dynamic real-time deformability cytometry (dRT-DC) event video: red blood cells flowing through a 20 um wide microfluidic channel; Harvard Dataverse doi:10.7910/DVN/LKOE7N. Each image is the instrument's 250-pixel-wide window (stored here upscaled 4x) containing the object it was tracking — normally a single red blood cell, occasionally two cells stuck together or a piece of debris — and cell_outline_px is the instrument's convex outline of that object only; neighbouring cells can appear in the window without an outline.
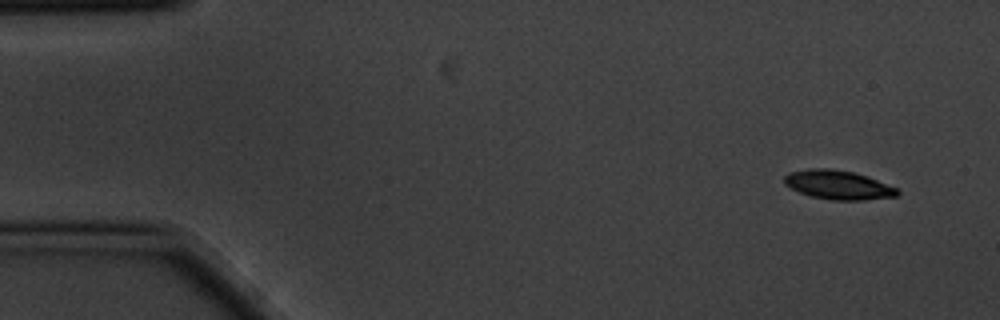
{"species": "common noctule bat (a hibernating species)", "species_latin": "Nyctalus noctula", "temperature_condition": "cold", "stored_images_in_passage": 4, "camera_frame_rate_fps": 3000, "um_per_image_px": 0.085, "animal": {"sex": "male", "body_mass_g": 20.1, "forearm_length_mm": 53.5}, "frame": {"image": 1, "passage_image": 1, "time_ms": 0.0, "image_size_px": [1000, 320], "cell_outline_px": [[900, 192], [896, 196], [864, 200], [832, 200], [812, 196], [800, 192], [784, 184], [784, 176], [788, 172], [808, 168], [828, 168], [852, 172], [868, 176], [896, 188]], "centroid_in_image_um": [71.22, 15.7], "position_along_channel_um": 13.8, "area_um2": 19.02}}
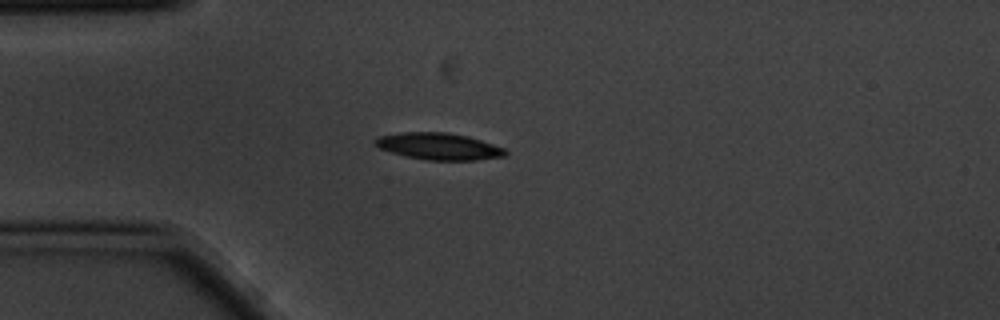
{"frame": {"image": 2, "passage_image": 4, "time_ms": 1.0, "image_size_px": [1000, 320], "cell_outline_px": [[508, 156], [476, 160], [428, 160], [408, 156], [392, 152], [380, 148], [372, 140], [376, 136], [400, 132], [448, 132], [468, 136], [504, 148], [508, 152]], "centroid_in_image_um": [37.3, 12.43], "position_along_channel_um": 47.7, "area_um2": 20.35}}